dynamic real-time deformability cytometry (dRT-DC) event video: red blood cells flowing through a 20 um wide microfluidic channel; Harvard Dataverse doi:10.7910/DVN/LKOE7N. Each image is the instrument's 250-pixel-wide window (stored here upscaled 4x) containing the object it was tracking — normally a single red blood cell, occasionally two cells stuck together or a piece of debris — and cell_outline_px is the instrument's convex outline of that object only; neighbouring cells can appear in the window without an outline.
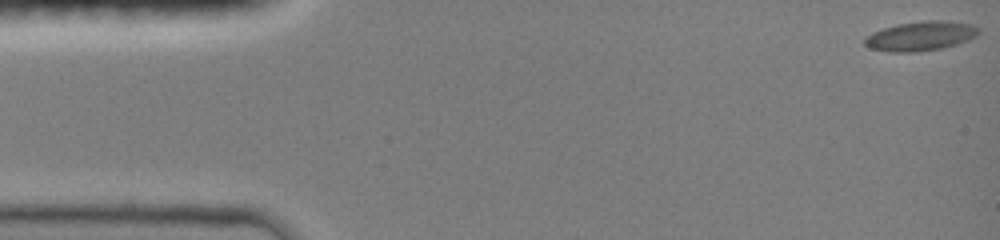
{"species": "common noctule bat (a hibernating species)", "species_latin": "Nyctalus noctula", "temperature_condition": "room temperature", "stored_images_in_passage": 47, "camera_frame_rate_fps": 3000, "um_per_image_px": 0.085, "animal": {"sex": "female", "body_mass_g": 19.0, "forearm_length_mm": 51.5}, "frame": {"image": 1, "passage_image": 1, "time_ms": 0.0, "image_size_px": [1000, 240], "cell_outline_px": [[980, 32], [976, 36], [968, 40], [956, 44], [940, 48], [912, 52], [888, 52], [872, 48], [864, 44], [864, 40], [872, 32], [896, 24], [924, 20], [944, 20], [972, 24], [980, 28]], "centroid_in_image_um": [78.28, 3.05], "position_along_channel_um": 6.7, "area_um2": 19.48}}
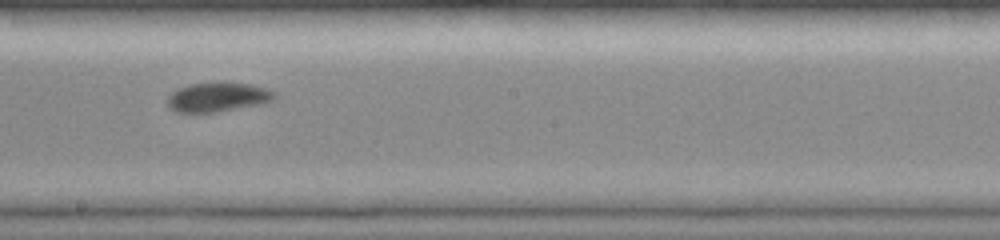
{"frame": {"image": 2, "passage_image": 27, "time_ms": 8.667, "image_size_px": [1000, 240], "cell_outline_px": [[276, 96], [272, 100], [264, 104], [216, 112], [176, 112], [168, 104], [168, 96], [172, 92], [188, 84], [252, 84], [268, 88], [276, 92]], "centroid_in_image_um": [18.57, 8.27], "position_along_channel_um": 229.6, "area_um2": 17.92}}
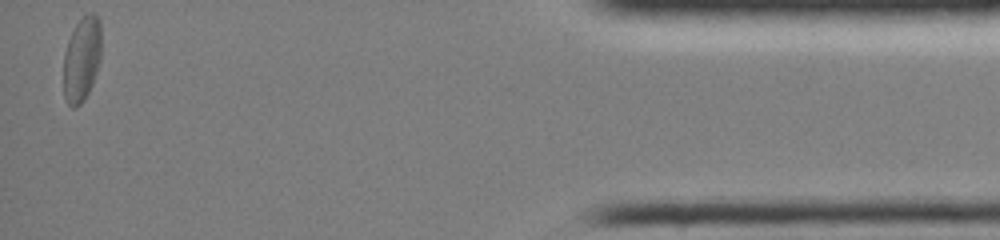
{"frame": {"image": 3, "passage_image": 47, "time_ms": 15.333, "image_size_px": [1000, 240], "cell_outline_px": [[100, 60], [92, 84], [84, 100], [76, 108], [72, 108], [68, 104], [64, 96], [64, 52], [68, 40], [76, 24], [88, 12], [92, 12], [100, 20]], "centroid_in_image_um": [6.94, 5.04], "position_along_channel_um": 428.3, "area_um2": 18.55}, "authors_computed_cell_mechanics": {"area_um2": 18.3804, "velocity_mm_per_s": 3.9983, "shape_relaxation_time_tau1_ms": 4.1265, "shape_relaxation_time_tau2_ms": 3.415, "deformation_change_tau1": 0.1262, "deformation_change_tau2": 0.0644}}